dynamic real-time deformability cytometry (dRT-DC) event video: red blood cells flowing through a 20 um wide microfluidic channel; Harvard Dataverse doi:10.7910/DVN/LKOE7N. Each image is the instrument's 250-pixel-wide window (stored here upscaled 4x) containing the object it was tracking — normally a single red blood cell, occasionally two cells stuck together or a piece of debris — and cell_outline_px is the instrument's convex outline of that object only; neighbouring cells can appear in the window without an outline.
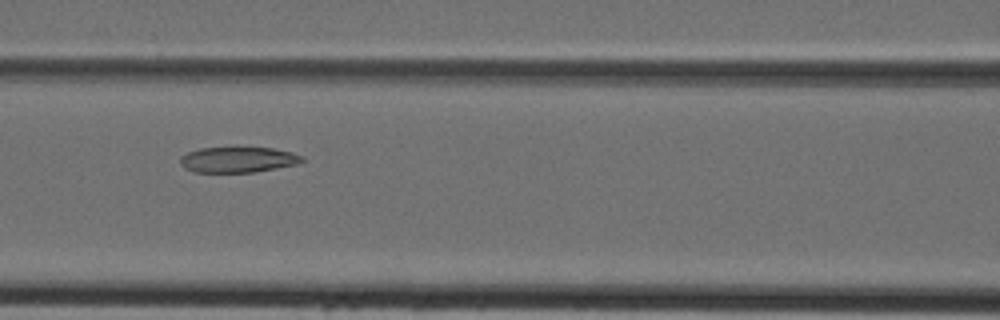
{"species": "Egyptian fruit bat (a non-hibernating species)", "species_latin": "Rousettus aegyptiacus", "temperature_condition": "cold", "stored_images_in_passage": 6, "camera_frame_rate_fps": 3000, "um_per_image_px": 0.085, "animal": {"sex": "female"}, "frame": {"image": 1, "passage_image": 6, "time_ms": 1.667, "image_size_px": [1000, 320], "cell_outline_px": [[304, 160], [300, 164], [252, 172], [196, 172], [184, 168], [180, 164], [180, 156], [188, 152], [200, 148], [236, 144], [272, 148], [292, 152], [304, 156]], "centroid_in_image_um": [20.24, 13.51], "position_along_channel_um": 146.4, "area_um2": 19.19}}